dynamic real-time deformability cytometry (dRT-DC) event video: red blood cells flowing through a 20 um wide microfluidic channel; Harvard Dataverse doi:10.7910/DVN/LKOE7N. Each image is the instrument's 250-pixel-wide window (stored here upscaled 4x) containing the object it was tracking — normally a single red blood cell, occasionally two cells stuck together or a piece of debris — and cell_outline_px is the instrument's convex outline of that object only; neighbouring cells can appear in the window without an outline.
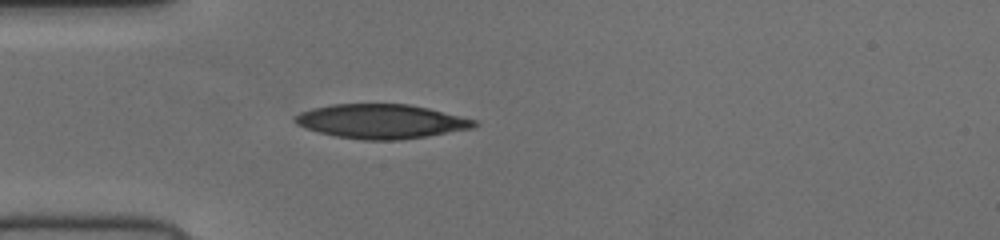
{"species": "human", "species_latin": "Homo sapiens", "temperature_condition": "cold", "stored_images_in_passage": 38, "camera_frame_rate_fps": 3000, "um_per_image_px": 0.085, "donor": {"sex": "female"}, "frame": {"image": 1, "passage_image": 1, "time_ms": 0.0, "image_size_px": [1000, 240], "cell_outline_px": [[480, 124], [472, 128], [428, 136], [396, 140], [364, 140], [336, 136], [320, 132], [296, 124], [292, 120], [292, 116], [300, 112], [312, 108], [332, 104], [408, 104], [428, 108], [476, 120]], "centroid_in_image_um": [32.38, 10.31], "position_along_channel_um": 52.6, "area_um2": 35.72}}
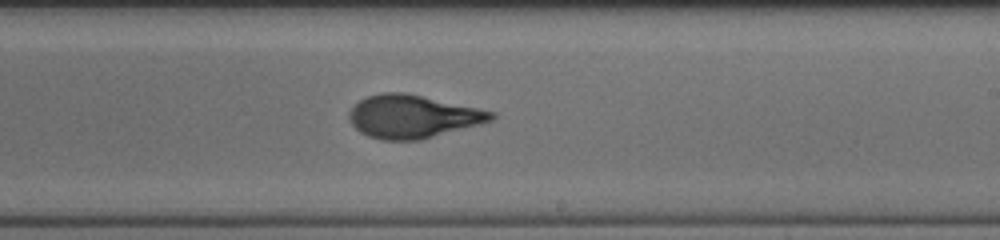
{"frame": {"image": 2, "passage_image": 17, "time_ms": 5.333, "image_size_px": [1000, 240], "cell_outline_px": [[496, 116], [492, 120], [420, 140], [380, 140], [368, 136], [360, 132], [348, 120], [348, 112], [360, 100], [368, 96], [384, 92], [404, 92], [496, 112]], "centroid_in_image_um": [35.04, 9.9], "position_along_channel_um": 254.0, "area_um2": 35.32}}
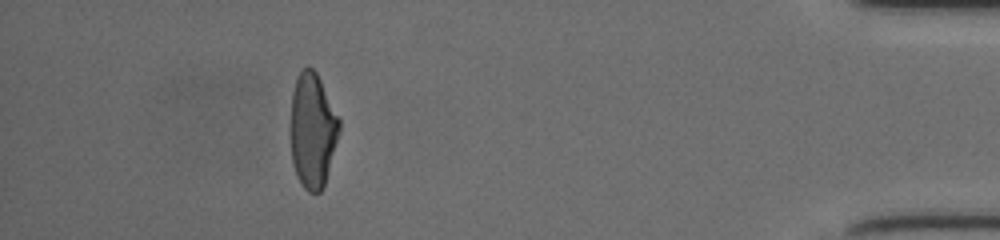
{"frame": {"image": 3, "passage_image": 33, "time_ms": 10.667, "image_size_px": [1000, 240], "cell_outline_px": [[340, 132], [324, 184], [320, 192], [308, 192], [304, 188], [296, 176], [292, 164], [292, 92], [296, 76], [308, 64], [316, 72], [340, 120]], "centroid_in_image_um": [26.57, 11.08], "position_along_channel_um": 408.6, "area_um2": 32.19}}